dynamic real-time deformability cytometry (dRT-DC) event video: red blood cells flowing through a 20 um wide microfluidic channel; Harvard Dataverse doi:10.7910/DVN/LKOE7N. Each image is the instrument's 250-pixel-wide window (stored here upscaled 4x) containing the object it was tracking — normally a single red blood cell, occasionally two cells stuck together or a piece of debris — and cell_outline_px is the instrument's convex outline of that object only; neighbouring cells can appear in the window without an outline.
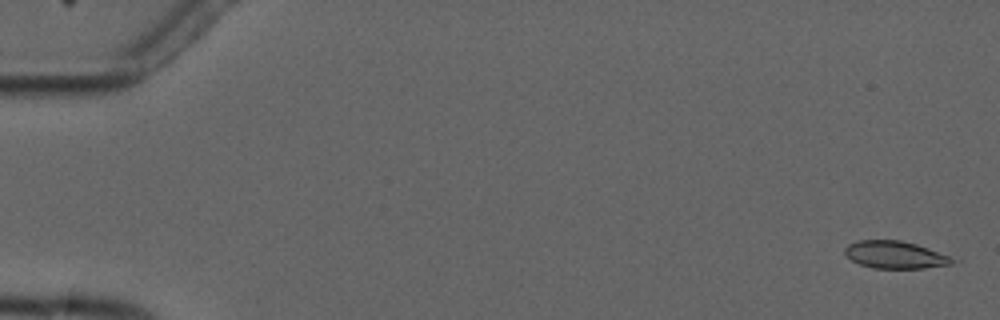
{"species": "common noctule bat (a hibernating species)", "species_latin": "Nyctalus noctula", "temperature_condition": "cold", "stored_images_in_passage": 6, "camera_frame_rate_fps": 3000, "um_per_image_px": 0.085, "animal": {"sex": "male", "forearm_length_mm": 52.5}, "frame": {"image": 1, "passage_image": 1, "time_ms": 0.0, "image_size_px": [1000, 320], "cell_outline_px": [[964, 260], [952, 264], [924, 268], [872, 268], [860, 264], [852, 260], [844, 252], [844, 248], [848, 244], [856, 240], [900, 240], [916, 244]], "centroid_in_image_um": [76.17, 21.66], "position_along_channel_um": 8.8, "area_um2": 17.46}}